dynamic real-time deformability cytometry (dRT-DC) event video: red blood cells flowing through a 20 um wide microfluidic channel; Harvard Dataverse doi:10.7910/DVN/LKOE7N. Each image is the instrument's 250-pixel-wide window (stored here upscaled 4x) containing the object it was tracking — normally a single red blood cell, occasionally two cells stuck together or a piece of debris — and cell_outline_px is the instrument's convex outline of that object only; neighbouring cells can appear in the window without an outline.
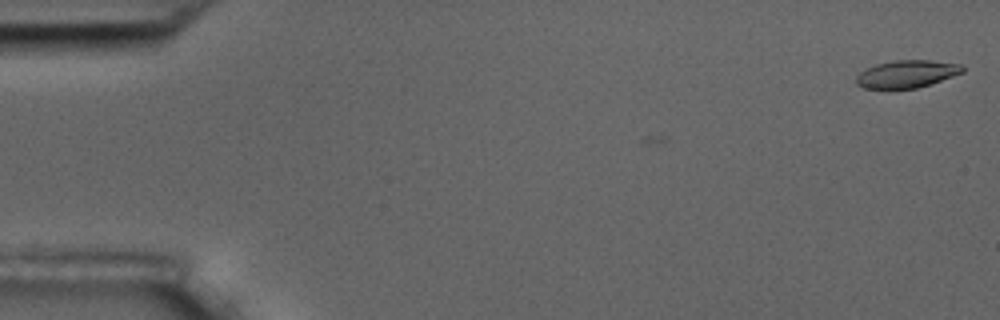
{"species": "common noctule bat (a hibernating species)", "species_latin": "Nyctalus noctula", "temperature_condition": "room temperature", "stored_images_in_passage": 2, "camera_frame_rate_fps": 3000, "um_per_image_px": 0.085, "animal": {"sex": "male", "body_mass_g": 17.5, "forearm_length_mm": 52.3}, "frame": {"image": 1, "passage_image": 2, "time_ms": 1.333, "image_size_px": [1000, 320], "cell_outline_px": [[964, 72], [916, 88], [892, 92], [864, 88], [856, 84], [856, 76], [860, 72], [876, 64], [896, 60], [928, 60], [964, 64]], "centroid_in_image_um": [77.03, 6.33], "position_along_channel_um": 8.0, "area_um2": 17.57}}